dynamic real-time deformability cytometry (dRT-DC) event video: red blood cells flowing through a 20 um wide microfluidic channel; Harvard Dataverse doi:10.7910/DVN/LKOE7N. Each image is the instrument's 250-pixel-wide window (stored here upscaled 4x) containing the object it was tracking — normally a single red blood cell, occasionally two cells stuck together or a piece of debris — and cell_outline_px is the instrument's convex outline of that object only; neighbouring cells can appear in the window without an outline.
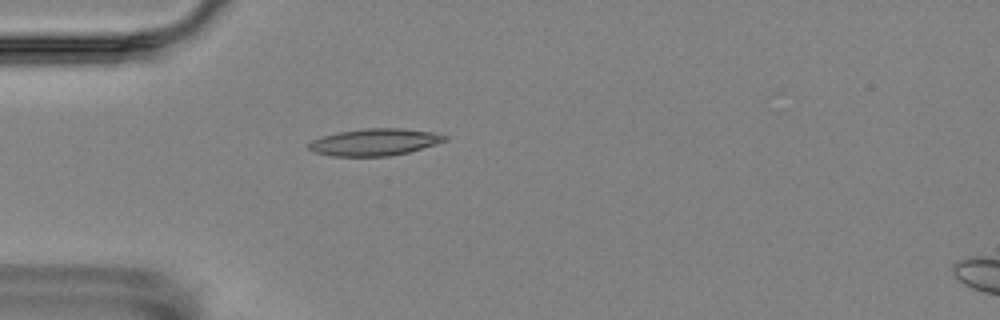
{"species": "Egyptian fruit bat (a non-hibernating species)", "species_latin": "Rousettus aegyptiacus", "temperature_condition": "room temperature", "stored_images_in_passage": 5, "camera_frame_rate_fps": 3000, "um_per_image_px": 0.085, "animal": {"sex": "female"}, "frame": {"image": 1, "passage_image": 5, "time_ms": 4.667, "image_size_px": [1000, 320], "cell_outline_px": [[448, 140], [436, 144], [408, 152], [388, 156], [332, 156], [316, 152], [308, 148], [308, 144], [312, 140], [324, 136], [340, 132], [368, 128], [400, 128], [432, 132], [448, 136]], "centroid_in_image_um": [31.88, 12.08], "position_along_channel_um": 53.1, "area_um2": 21.1}}